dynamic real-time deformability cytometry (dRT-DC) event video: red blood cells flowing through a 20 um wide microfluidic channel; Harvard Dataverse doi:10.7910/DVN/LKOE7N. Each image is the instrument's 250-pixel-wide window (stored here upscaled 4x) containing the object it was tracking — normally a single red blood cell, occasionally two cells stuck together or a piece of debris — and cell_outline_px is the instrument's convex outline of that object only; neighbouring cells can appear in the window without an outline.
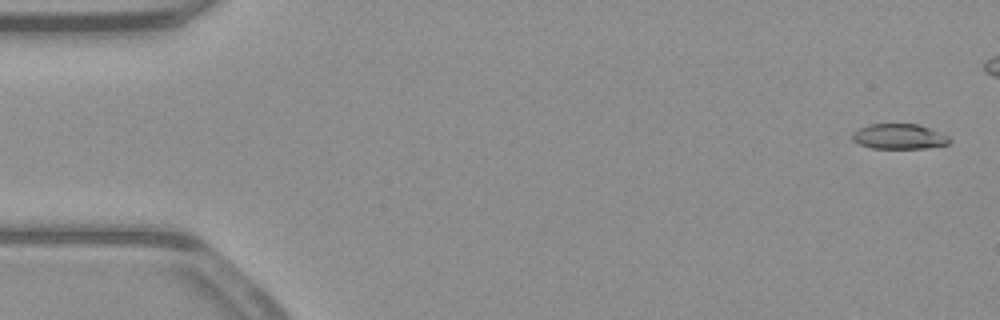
{"species": "common noctule bat (a hibernating species)", "species_latin": "Nyctalus noctula", "temperature_condition": "warm", "stored_images_in_passage": 45, "camera_frame_rate_fps": 3000, "um_per_image_px": 0.085, "animal": {"sex": "male", "body_mass_g": 23.1, "forearm_length_mm": 52.7}, "frame": {"image": 1, "passage_image": 2, "time_ms": 0.333, "image_size_px": [1000, 320], "cell_outline_px": [[952, 140], [948, 144], [928, 148], [872, 148], [860, 144], [852, 140], [852, 132], [868, 124], [916, 124], [932, 128], [948, 136]], "centroid_in_image_um": [76.45, 11.6], "position_along_channel_um": 8.6, "area_um2": 14.33}}
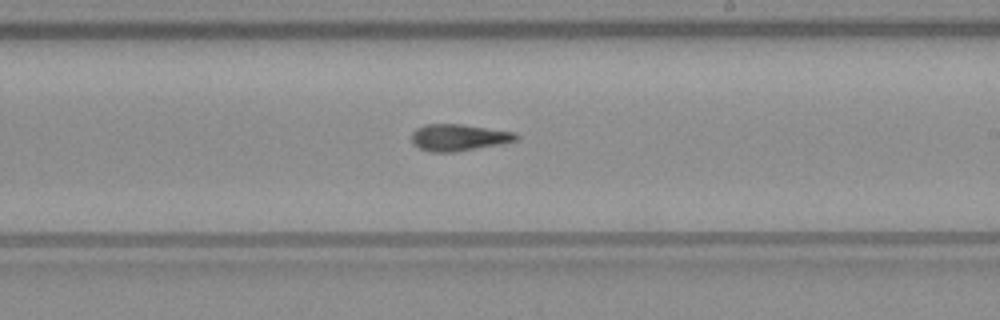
{"frame": {"image": 2, "passage_image": 31, "time_ms": 10.0, "image_size_px": [1000, 320], "cell_outline_px": [[520, 136], [516, 140], [500, 144], [456, 152], [432, 152], [420, 148], [412, 144], [412, 132], [416, 128], [424, 124], [464, 124], [516, 132]], "centroid_in_image_um": [38.99, 11.68], "position_along_channel_um": 250.0, "area_um2": 16.42}}
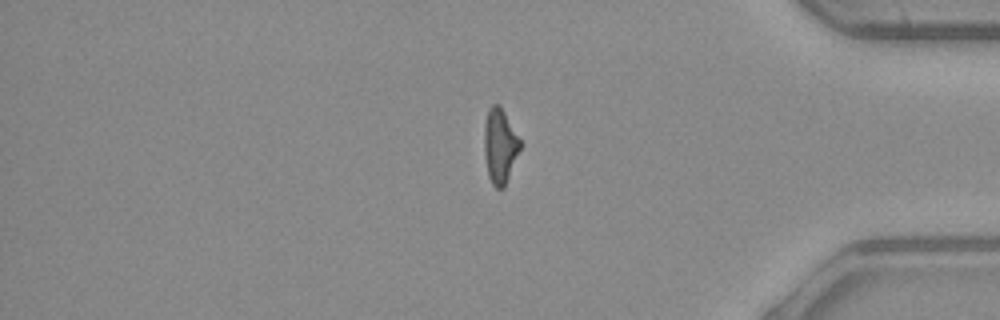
{"frame": {"image": 3, "passage_image": 44, "time_ms": 14.333, "image_size_px": [1000, 320], "cell_outline_px": [[520, 148], [504, 188], [496, 188], [492, 184], [488, 176], [484, 152], [484, 124], [488, 108], [492, 104], [500, 104], [520, 140]], "centroid_in_image_um": [42.46, 12.38], "position_along_channel_um": 392.7, "area_um2": 15.55}}